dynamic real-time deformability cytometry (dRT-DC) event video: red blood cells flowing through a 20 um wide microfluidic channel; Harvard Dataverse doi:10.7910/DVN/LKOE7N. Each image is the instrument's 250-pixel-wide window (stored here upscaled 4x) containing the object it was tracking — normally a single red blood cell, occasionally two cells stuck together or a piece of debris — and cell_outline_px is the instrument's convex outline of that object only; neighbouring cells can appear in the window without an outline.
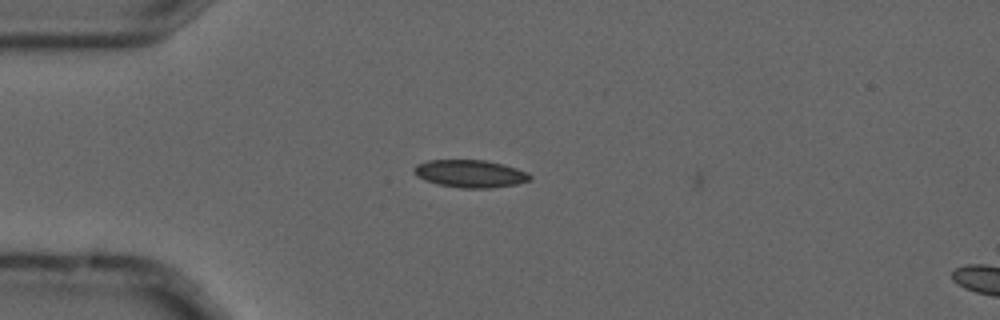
{"species": "common noctule bat (a hibernating species)", "species_latin": "Nyctalus noctula", "temperature_condition": "cold", "stored_images_in_passage": 5, "camera_frame_rate_fps": 3000, "um_per_image_px": 0.085, "animal": {"sex": "male", "forearm_length_mm": 52.5}, "frame": {"image": 1, "passage_image": 4, "time_ms": 1.0, "image_size_px": [1000, 320], "cell_outline_px": [[532, 180], [516, 184], [492, 188], [460, 188], [440, 184], [424, 180], [416, 176], [412, 172], [412, 168], [416, 164], [428, 160], [484, 160], [504, 164], [528, 172], [532, 176]], "centroid_in_image_um": [39.96, 14.76], "position_along_channel_um": 45.0, "area_um2": 18.84}}